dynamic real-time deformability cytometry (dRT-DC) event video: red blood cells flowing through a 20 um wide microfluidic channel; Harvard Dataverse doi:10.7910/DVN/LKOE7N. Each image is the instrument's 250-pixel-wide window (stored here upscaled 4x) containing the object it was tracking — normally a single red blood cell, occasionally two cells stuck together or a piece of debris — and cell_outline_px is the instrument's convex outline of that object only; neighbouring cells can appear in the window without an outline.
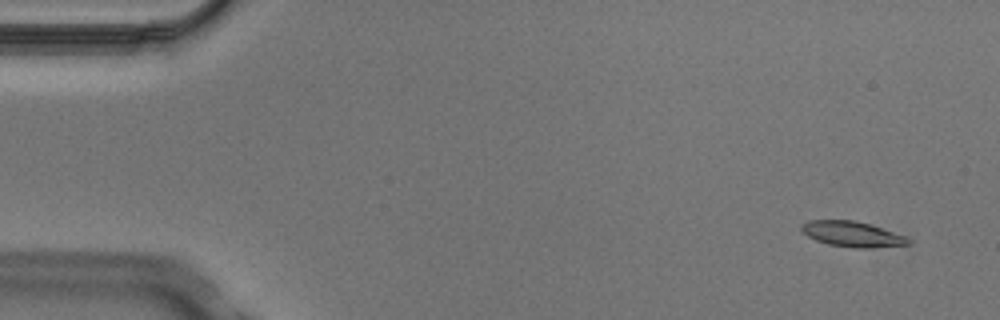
{"species": "Egyptian fruit bat (a non-hibernating species)", "species_latin": "Rousettus aegyptiacus", "temperature_condition": "cold", "stored_images_in_passage": 4, "camera_frame_rate_fps": 3000, "um_per_image_px": 0.085, "animal": {"sex": "male"}, "frame": {"image": 1, "passage_image": 1, "time_ms": 0.0, "image_size_px": [1000, 320], "cell_outline_px": [[908, 244], [868, 248], [852, 248], [828, 244], [816, 240], [808, 236], [800, 228], [800, 224], [808, 220], [856, 220], [904, 236], [908, 240]], "centroid_in_image_um": [72.34, 19.89], "position_along_channel_um": 12.7, "area_um2": 15.49}}
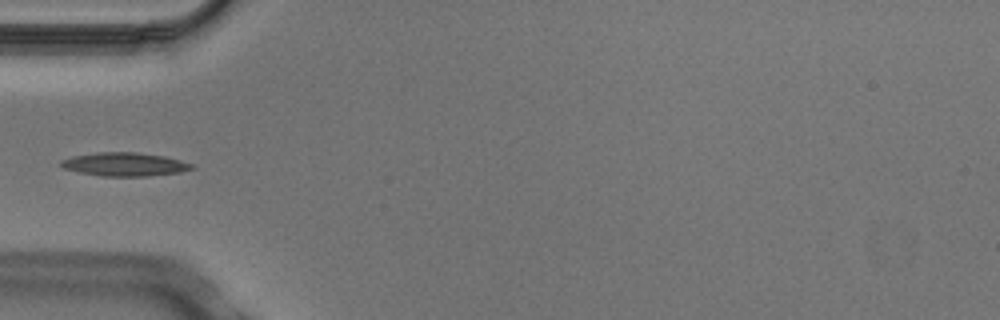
{"frame": {"image": 2, "passage_image": 4, "time_ms": 1.0, "image_size_px": [1000, 320], "cell_outline_px": [[196, 168], [180, 172], [148, 176], [104, 176], [80, 172], [64, 168], [60, 164], [60, 160], [72, 156], [96, 152], [136, 152], [164, 156], [196, 164]], "centroid_in_image_um": [10.64, 13.96], "position_along_channel_um": 74.4, "area_um2": 17.98}}